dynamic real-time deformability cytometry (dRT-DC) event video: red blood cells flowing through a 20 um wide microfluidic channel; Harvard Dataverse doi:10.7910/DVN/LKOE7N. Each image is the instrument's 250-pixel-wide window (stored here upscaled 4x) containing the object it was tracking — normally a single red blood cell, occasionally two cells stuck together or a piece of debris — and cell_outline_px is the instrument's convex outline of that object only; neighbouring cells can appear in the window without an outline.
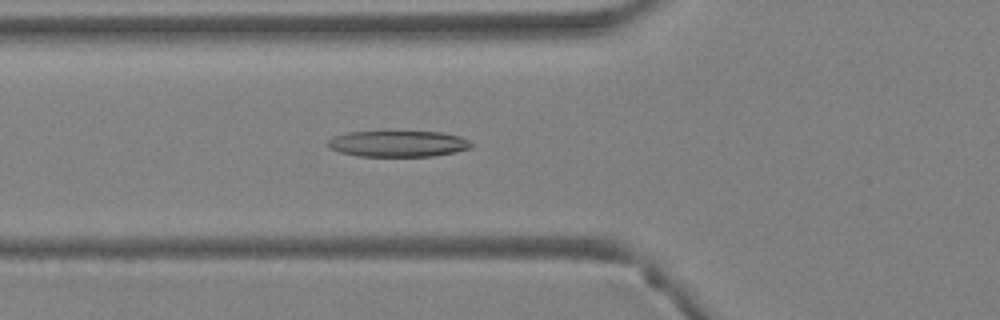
{"species": "Egyptian fruit bat (a non-hibernating species)", "species_latin": "Rousettus aegyptiacus", "temperature_condition": "warm", "stored_images_in_passage": 40, "camera_frame_rate_fps": 3000, "um_per_image_px": 0.085, "animal": {"sex": "female"}, "frame": {"image": 1, "passage_image": 15, "time_ms": 4.667, "image_size_px": [1000, 320], "cell_outline_px": [[476, 144], [472, 148], [432, 156], [360, 156], [340, 152], [328, 148], [328, 140], [332, 136], [348, 132], [440, 132], [460, 136]], "centroid_in_image_um": [33.84, 12.22], "position_along_channel_um": 92.0, "area_um2": 21.79}}
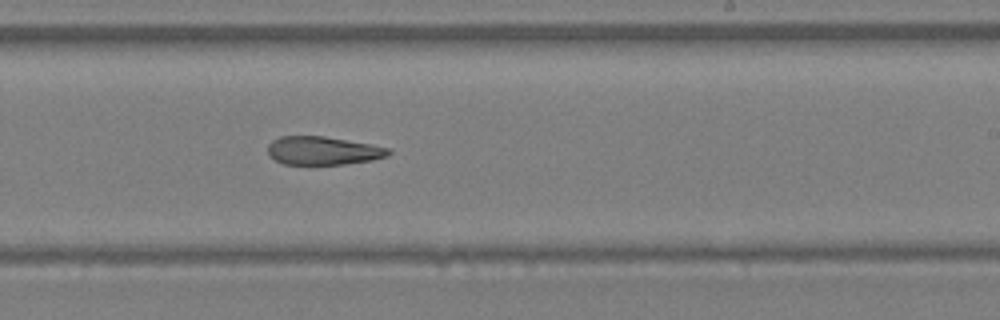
{"frame": {"image": 2, "passage_image": 25, "time_ms": 8.0, "image_size_px": [1000, 320], "cell_outline_px": [[392, 152], [388, 156], [372, 160], [344, 164], [284, 164], [268, 156], [268, 144], [272, 140], [280, 136], [324, 136], [372, 144], [392, 148]], "centroid_in_image_um": [27.48, 12.8], "position_along_channel_um": 261.5, "area_um2": 20.11}}
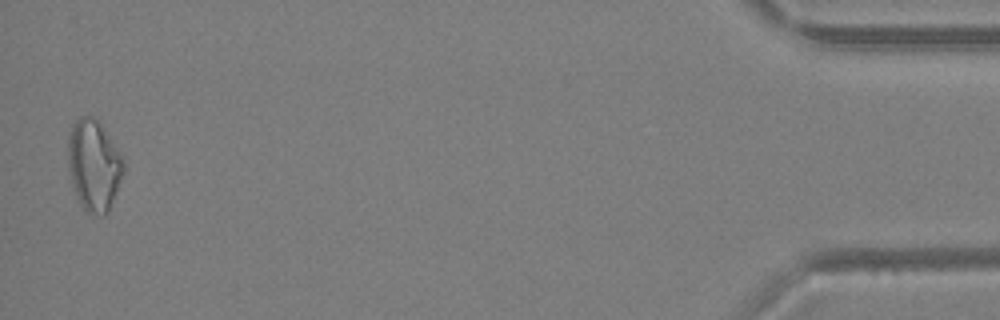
{"frame": {"image": 3, "passage_image": 40, "time_ms": 13.0, "image_size_px": [1000, 320], "cell_outline_px": [[124, 172], [108, 212], [104, 216], [100, 216], [88, 212], [84, 208], [76, 192], [68, 168], [68, 136], [76, 120], [80, 116], [92, 116], [100, 124], [120, 152], [124, 160]], "centroid_in_image_um": [7.99, 14.04], "position_along_channel_um": 427.2, "area_um2": 28.96}}